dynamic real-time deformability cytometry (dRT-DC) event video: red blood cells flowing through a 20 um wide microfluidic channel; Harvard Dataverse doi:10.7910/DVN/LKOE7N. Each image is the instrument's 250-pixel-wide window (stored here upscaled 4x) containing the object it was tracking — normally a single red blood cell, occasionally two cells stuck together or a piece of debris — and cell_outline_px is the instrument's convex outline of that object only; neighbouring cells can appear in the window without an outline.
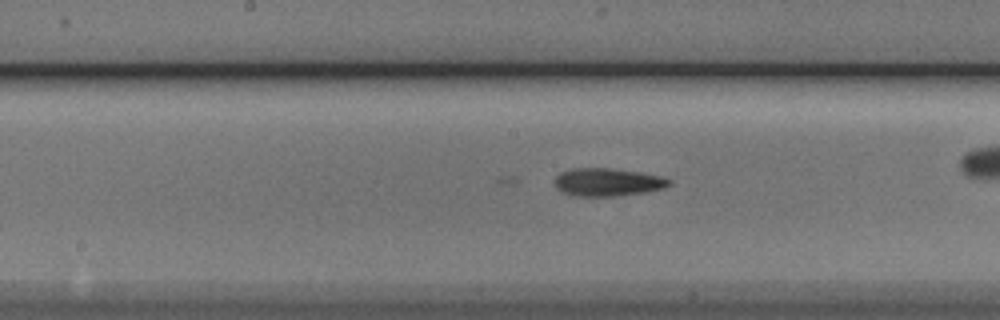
{"species": "Egyptian fruit bat (a non-hibernating species)", "species_latin": "Rousettus aegyptiacus", "temperature_condition": "cold", "stored_images_in_passage": 48, "camera_frame_rate_fps": 3000, "um_per_image_px": 0.085, "animal": {"sex": "male"}, "frame": {"image": 1, "passage_image": 21, "time_ms": 6.667, "image_size_px": [1000, 320], "cell_outline_px": [[672, 184], [664, 188], [648, 192], [612, 196], [572, 196], [560, 192], [556, 188], [556, 176], [560, 172], [572, 168], [608, 168], [640, 172], [664, 176], [672, 180]], "centroid_in_image_um": [51.67, 15.48], "position_along_channel_um": 196.5, "area_um2": 18.9}}
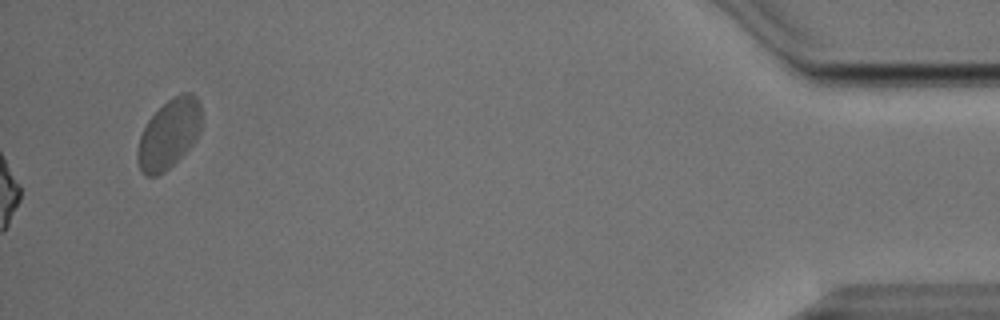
{"frame": {"image": 2, "passage_image": 48, "time_ms": 15.667, "image_size_px": [1000, 320], "cell_outline_px": [[200, 128], [192, 144], [164, 172], [156, 176], [144, 176], [140, 172], [136, 160], [136, 152], [140, 136], [148, 120], [168, 100], [184, 92], [192, 92], [196, 96], [200, 104]], "centroid_in_image_um": [14.32, 11.4], "position_along_channel_um": 420.9, "area_um2": 25.49}, "authors_computed_cell_mechanics": {"area_um2": 18.1781, "velocity_mm_per_s": 3.8143, "shape_relaxation_time_tau1_ms": 5.5806, "shape_relaxation_time_tau2_ms": 5.4834, "deformation_change_tau1": 0.1357, "deformation_change_tau2": 0.1518}}